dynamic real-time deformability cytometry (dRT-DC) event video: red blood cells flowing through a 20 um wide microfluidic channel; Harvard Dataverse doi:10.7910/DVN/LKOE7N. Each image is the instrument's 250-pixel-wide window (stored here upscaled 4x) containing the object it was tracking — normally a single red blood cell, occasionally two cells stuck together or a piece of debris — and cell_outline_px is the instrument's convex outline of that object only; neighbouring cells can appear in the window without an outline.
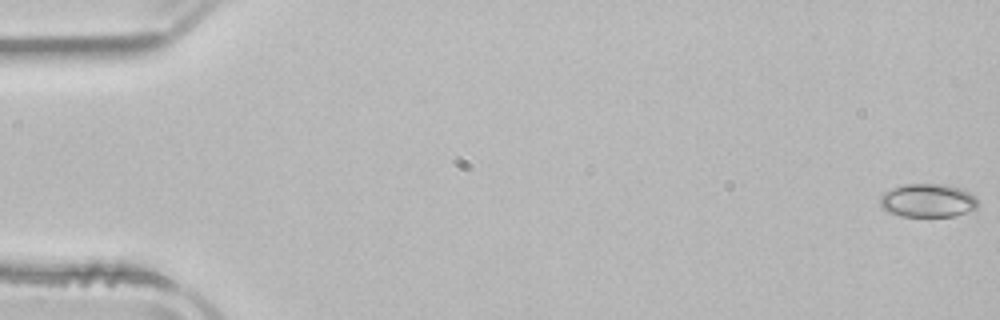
{"species": "common noctule bat (a hibernating species)", "species_latin": "Nyctalus noctula", "temperature_condition": "room temperature", "stored_images_in_passage": 52, "camera_frame_rate_fps": 3000, "um_per_image_px": 0.085, "animal": {"sex": "male", "body_mass_g": 21.5, "forearm_length_mm": 52.0}, "frame": {"image": 1, "passage_image": 1, "time_ms": 0.0, "image_size_px": [1000, 320], "cell_outline_px": [[976, 208], [956, 216], [900, 216], [888, 212], [880, 208], [880, 196], [884, 192], [904, 184], [948, 184], [964, 188], [972, 192], [976, 196]], "centroid_in_image_um": [78.87, 17.03], "position_along_channel_um": 6.1, "area_um2": 19.36}}
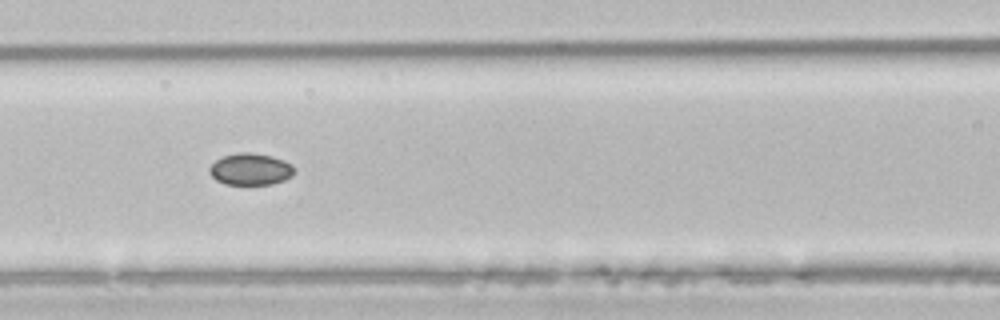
{"frame": {"image": 2, "passage_image": 23, "time_ms": 7.333, "image_size_px": [1000, 320], "cell_outline_px": [[296, 172], [292, 176], [284, 180], [272, 184], [224, 184], [216, 180], [208, 172], [208, 168], [216, 160], [224, 156], [240, 152], [252, 152], [272, 156], [284, 160], [292, 164], [296, 168]], "centroid_in_image_um": [21.32, 14.38], "position_along_channel_um": 145.3, "area_um2": 15.9}}
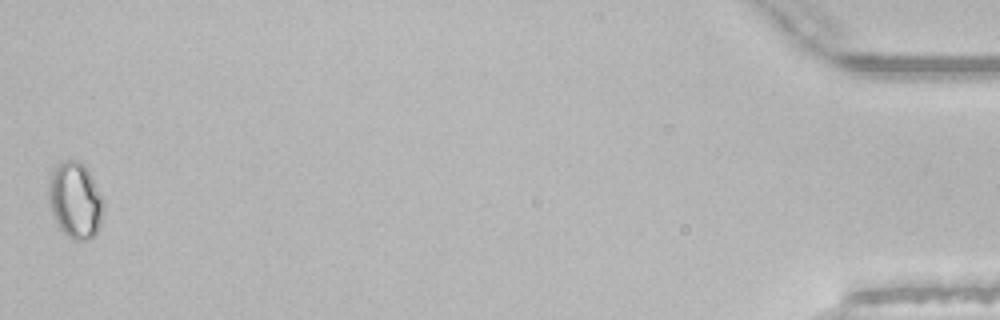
{"frame": {"image": 3, "passage_image": 52, "time_ms": 17.0, "image_size_px": [1000, 320], "cell_outline_px": [[104, 212], [96, 236], [88, 240], [72, 240], [60, 228], [52, 216], [48, 204], [48, 184], [52, 172], [56, 164], [60, 160], [80, 160], [84, 164], [104, 200]], "centroid_in_image_um": [6.39, 17.03], "position_along_channel_um": 428.8, "area_um2": 24.85}}